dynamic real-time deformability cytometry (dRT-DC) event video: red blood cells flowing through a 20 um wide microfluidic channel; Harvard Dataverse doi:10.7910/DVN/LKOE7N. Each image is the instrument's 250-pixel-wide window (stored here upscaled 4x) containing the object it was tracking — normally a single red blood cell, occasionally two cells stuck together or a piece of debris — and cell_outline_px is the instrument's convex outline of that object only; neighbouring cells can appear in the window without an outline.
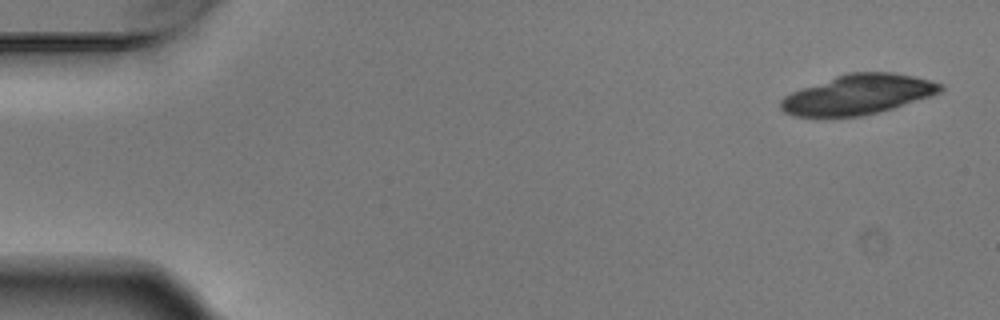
{"species": "Egyptian fruit bat (a non-hibernating species)", "species_latin": "Rousettus aegyptiacus", "temperature_condition": "warm", "stored_images_in_passage": 3, "camera_frame_rate_fps": 3000, "um_per_image_px": 0.085, "animal": {"sex": "male"}, "frame": {"image": 1, "passage_image": 1, "time_ms": 0.0, "image_size_px": [1000, 320], "cell_outline_px": [[944, 88], [940, 92], [932, 96], [892, 108], [860, 116], [796, 116], [784, 112], [780, 108], [780, 100], [784, 96], [800, 88], [848, 72], [892, 72], [932, 80], [944, 84]], "centroid_in_image_um": [72.95, 8.02], "position_along_channel_um": 12.1, "area_um2": 36.93}}